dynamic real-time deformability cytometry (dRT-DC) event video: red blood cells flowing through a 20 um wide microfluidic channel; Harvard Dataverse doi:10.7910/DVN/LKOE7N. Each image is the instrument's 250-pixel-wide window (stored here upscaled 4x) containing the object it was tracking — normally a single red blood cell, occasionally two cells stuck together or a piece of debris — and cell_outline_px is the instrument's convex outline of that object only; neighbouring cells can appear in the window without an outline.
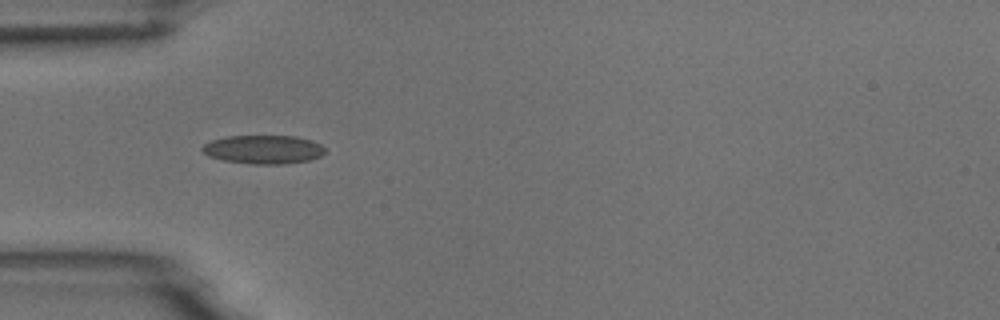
{"species": "common noctule bat (a hibernating species)", "species_latin": "Nyctalus noctula", "temperature_condition": "room temperature", "stored_images_in_passage": 5, "camera_frame_rate_fps": 3000, "um_per_image_px": 0.085, "animal": {"sex": "male", "body_mass_g": 18.8}, "frame": {"image": 1, "passage_image": 1, "time_ms": 0.0, "image_size_px": [1000, 320], "cell_outline_px": [[324, 152], [320, 156], [312, 160], [284, 164], [248, 164], [224, 160], [208, 156], [200, 148], [204, 144], [212, 140], [228, 136], [296, 136], [312, 140], [320, 144], [324, 148]], "centroid_in_image_um": [22.4, 12.71], "position_along_channel_um": 62.6, "area_um2": 20.58}}
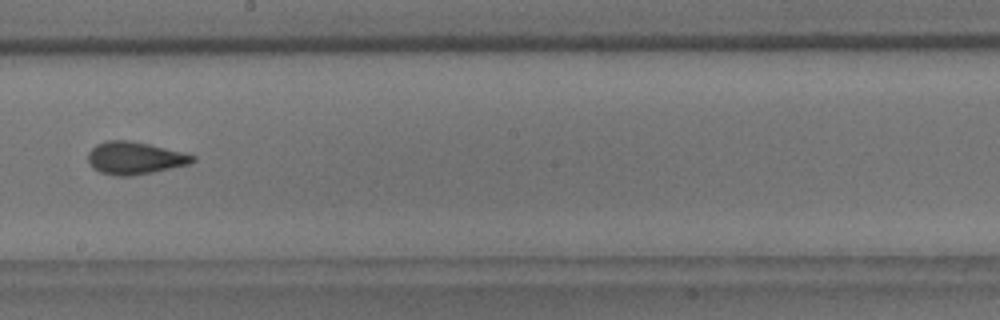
{"frame": {"image": 2, "passage_image": 5, "time_ms": 4.667, "image_size_px": [1000, 320], "cell_outline_px": [[196, 160], [188, 164], [152, 172], [132, 176], [116, 176], [100, 172], [92, 168], [88, 160], [88, 152], [96, 144], [108, 140], [128, 140], [148, 144], [196, 156]], "centroid_in_image_um": [11.41, 13.44], "position_along_channel_um": 236.8, "area_um2": 19.59}}